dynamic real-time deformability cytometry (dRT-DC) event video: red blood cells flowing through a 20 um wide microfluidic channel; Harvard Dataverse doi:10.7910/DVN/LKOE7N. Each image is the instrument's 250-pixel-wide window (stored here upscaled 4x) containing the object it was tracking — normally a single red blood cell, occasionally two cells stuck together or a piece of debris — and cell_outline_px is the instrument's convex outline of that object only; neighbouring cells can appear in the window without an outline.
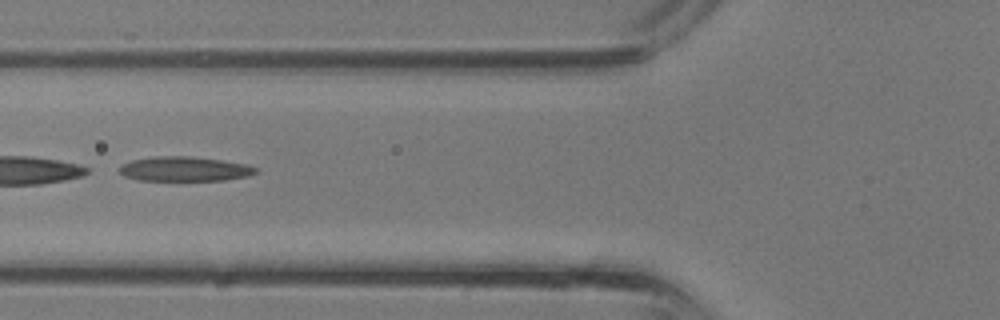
{"species": "common noctule bat (a hibernating species)", "species_latin": "Nyctalus noctula", "temperature_condition": "room temperature", "stored_images_in_passage": 30, "camera_frame_rate_fps": 3000, "um_per_image_px": 0.085, "animal": {"sex": "male", "body_mass_g": 13.3}, "frame": {"image": 1, "passage_image": 9, "time_ms": 2.667, "image_size_px": [1000, 320], "cell_outline_px": [[256, 172], [248, 176], [224, 180], [140, 180], [124, 176], [120, 172], [120, 168], [124, 164], [132, 160], [152, 156], [192, 156], [248, 164], [256, 168]], "centroid_in_image_um": [15.69, 14.35], "position_along_channel_um": 110.1, "area_um2": 19.36}}
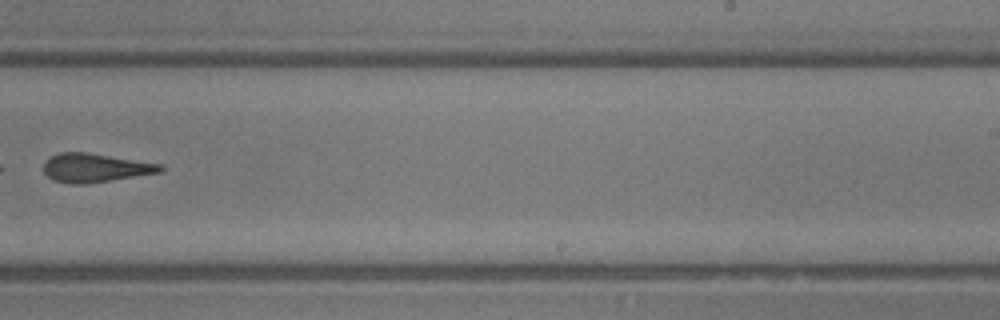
{"frame": {"image": 2, "passage_image": 18, "time_ms": 5.667, "image_size_px": [1000, 320], "cell_outline_px": [[164, 168], [160, 172], [84, 184], [72, 184], [52, 180], [44, 172], [44, 164], [52, 156], [60, 152], [84, 152], [160, 164]], "centroid_in_image_um": [8.04, 14.27], "position_along_channel_um": 281.0, "area_um2": 19.02}}
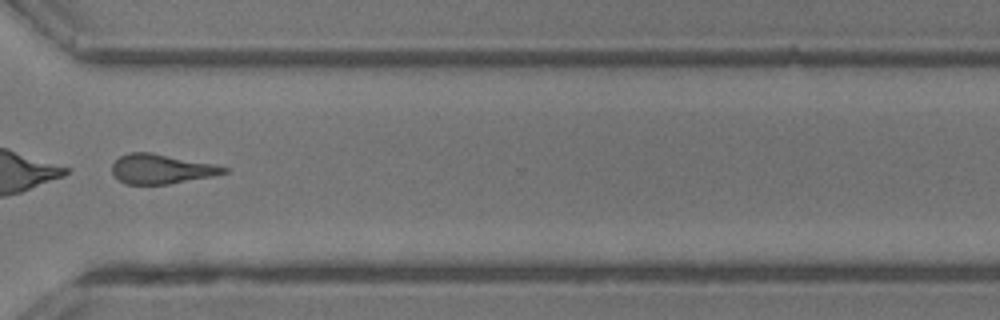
{"frame": {"image": 3, "passage_image": 22, "time_ms": 7.0, "image_size_px": [1000, 320], "cell_outline_px": [[228, 172], [212, 176], [168, 184], [124, 184], [112, 172], [112, 164], [120, 156], [128, 152], [152, 152], [212, 164], [228, 168]], "centroid_in_image_um": [13.68, 14.36], "position_along_channel_um": 356.9, "area_um2": 19.07}}